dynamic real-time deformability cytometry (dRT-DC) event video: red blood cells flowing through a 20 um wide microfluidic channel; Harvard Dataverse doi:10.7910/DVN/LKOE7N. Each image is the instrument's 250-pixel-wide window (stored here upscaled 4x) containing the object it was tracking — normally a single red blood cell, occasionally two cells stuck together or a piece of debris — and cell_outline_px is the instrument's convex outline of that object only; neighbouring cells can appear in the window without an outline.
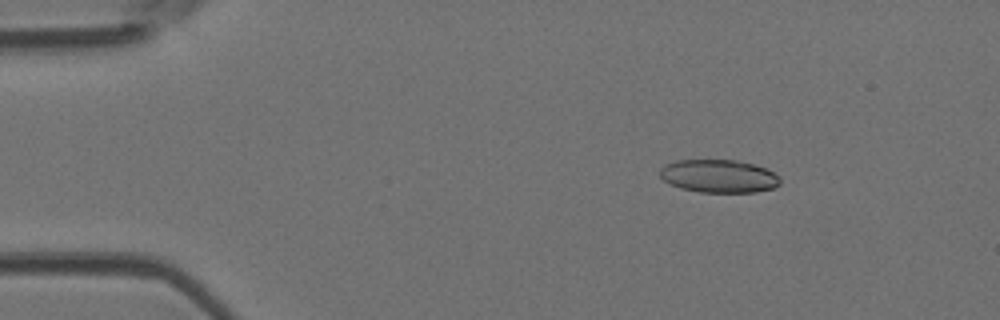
{"species": "Egyptian fruit bat (a non-hibernating species)", "species_latin": "Rousettus aegyptiacus", "temperature_condition": "room temperature", "stored_images_in_passage": 4, "camera_frame_rate_fps": 3000, "um_per_image_px": 0.085, "animal": {"sex": "female"}, "frame": {"image": 1, "passage_image": 1, "time_ms": 0.0, "image_size_px": [1000, 320], "cell_outline_px": [[780, 184], [776, 188], [756, 192], [700, 192], [680, 188], [664, 180], [660, 176], [660, 168], [664, 164], [676, 160], [736, 160], [752, 164], [764, 168], [772, 172], [780, 180]], "centroid_in_image_um": [61.08, 14.97], "position_along_channel_um": 23.9, "area_um2": 23.06}}
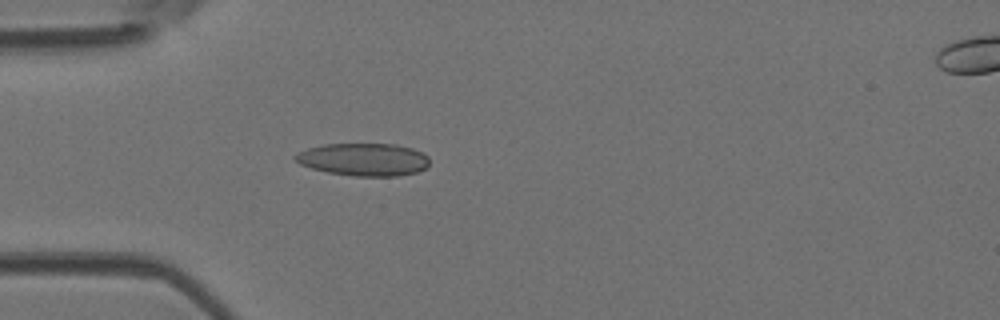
{"frame": {"image": 2, "passage_image": 3, "time_ms": 0.667, "image_size_px": [1000, 320], "cell_outline_px": [[428, 168], [416, 172], [396, 176], [356, 176], [328, 172], [312, 168], [300, 164], [292, 156], [296, 152], [308, 148], [324, 144], [396, 144], [412, 148], [424, 152], [428, 156]], "centroid_in_image_um": [30.92, 13.55], "position_along_channel_um": 54.1, "area_um2": 25.66}}